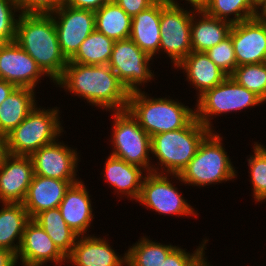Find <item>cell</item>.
<instances>
[{
    "mask_svg": "<svg viewBox=\"0 0 266 266\" xmlns=\"http://www.w3.org/2000/svg\"><path fill=\"white\" fill-rule=\"evenodd\" d=\"M169 98H153L142 89L130 92L127 110L150 136L186 127L195 118V109Z\"/></svg>",
    "mask_w": 266,
    "mask_h": 266,
    "instance_id": "277c9868",
    "label": "cell"
},
{
    "mask_svg": "<svg viewBox=\"0 0 266 266\" xmlns=\"http://www.w3.org/2000/svg\"><path fill=\"white\" fill-rule=\"evenodd\" d=\"M44 76L47 75L35 60L15 41L0 44V79L16 87L36 90Z\"/></svg>",
    "mask_w": 266,
    "mask_h": 266,
    "instance_id": "5bb4252c",
    "label": "cell"
},
{
    "mask_svg": "<svg viewBox=\"0 0 266 266\" xmlns=\"http://www.w3.org/2000/svg\"><path fill=\"white\" fill-rule=\"evenodd\" d=\"M15 88L16 86L14 84L9 83L3 79H0V105Z\"/></svg>",
    "mask_w": 266,
    "mask_h": 266,
    "instance_id": "60d3db41",
    "label": "cell"
},
{
    "mask_svg": "<svg viewBox=\"0 0 266 266\" xmlns=\"http://www.w3.org/2000/svg\"><path fill=\"white\" fill-rule=\"evenodd\" d=\"M256 6V0H208L202 10L211 17L234 24L255 18Z\"/></svg>",
    "mask_w": 266,
    "mask_h": 266,
    "instance_id": "4dcf8cb0",
    "label": "cell"
},
{
    "mask_svg": "<svg viewBox=\"0 0 266 266\" xmlns=\"http://www.w3.org/2000/svg\"><path fill=\"white\" fill-rule=\"evenodd\" d=\"M20 13L17 0H0V44L15 41Z\"/></svg>",
    "mask_w": 266,
    "mask_h": 266,
    "instance_id": "836d02e7",
    "label": "cell"
},
{
    "mask_svg": "<svg viewBox=\"0 0 266 266\" xmlns=\"http://www.w3.org/2000/svg\"><path fill=\"white\" fill-rule=\"evenodd\" d=\"M90 197L84 181L80 180L70 185L58 207L67 225L79 236L90 235L87 231L94 219Z\"/></svg>",
    "mask_w": 266,
    "mask_h": 266,
    "instance_id": "d6986e66",
    "label": "cell"
},
{
    "mask_svg": "<svg viewBox=\"0 0 266 266\" xmlns=\"http://www.w3.org/2000/svg\"><path fill=\"white\" fill-rule=\"evenodd\" d=\"M51 15L61 51L69 61L81 43L95 30V11L62 5Z\"/></svg>",
    "mask_w": 266,
    "mask_h": 266,
    "instance_id": "7c38bea8",
    "label": "cell"
},
{
    "mask_svg": "<svg viewBox=\"0 0 266 266\" xmlns=\"http://www.w3.org/2000/svg\"><path fill=\"white\" fill-rule=\"evenodd\" d=\"M175 68L186 73V80L196 89L197 98L228 76L205 52L191 51Z\"/></svg>",
    "mask_w": 266,
    "mask_h": 266,
    "instance_id": "7402d4cb",
    "label": "cell"
},
{
    "mask_svg": "<svg viewBox=\"0 0 266 266\" xmlns=\"http://www.w3.org/2000/svg\"><path fill=\"white\" fill-rule=\"evenodd\" d=\"M33 176L30 156L6 153L0 161V203H23Z\"/></svg>",
    "mask_w": 266,
    "mask_h": 266,
    "instance_id": "2e32d148",
    "label": "cell"
},
{
    "mask_svg": "<svg viewBox=\"0 0 266 266\" xmlns=\"http://www.w3.org/2000/svg\"><path fill=\"white\" fill-rule=\"evenodd\" d=\"M178 0H161L159 53H166L174 68L192 51L191 21L196 9H184Z\"/></svg>",
    "mask_w": 266,
    "mask_h": 266,
    "instance_id": "9c48e42d",
    "label": "cell"
},
{
    "mask_svg": "<svg viewBox=\"0 0 266 266\" xmlns=\"http://www.w3.org/2000/svg\"><path fill=\"white\" fill-rule=\"evenodd\" d=\"M232 25L229 21L207 15L203 10H196L191 21L192 51L206 52L214 47L229 36Z\"/></svg>",
    "mask_w": 266,
    "mask_h": 266,
    "instance_id": "cb8c5ba5",
    "label": "cell"
},
{
    "mask_svg": "<svg viewBox=\"0 0 266 266\" xmlns=\"http://www.w3.org/2000/svg\"><path fill=\"white\" fill-rule=\"evenodd\" d=\"M94 235L79 236L66 262L72 266H126V252L117 254L106 238Z\"/></svg>",
    "mask_w": 266,
    "mask_h": 266,
    "instance_id": "ac0fdd59",
    "label": "cell"
},
{
    "mask_svg": "<svg viewBox=\"0 0 266 266\" xmlns=\"http://www.w3.org/2000/svg\"><path fill=\"white\" fill-rule=\"evenodd\" d=\"M109 0H64L63 5L79 9L97 11Z\"/></svg>",
    "mask_w": 266,
    "mask_h": 266,
    "instance_id": "f35d334b",
    "label": "cell"
},
{
    "mask_svg": "<svg viewBox=\"0 0 266 266\" xmlns=\"http://www.w3.org/2000/svg\"><path fill=\"white\" fill-rule=\"evenodd\" d=\"M202 240L201 244L191 253L178 245L168 254L162 266H188L189 263L204 249L209 239Z\"/></svg>",
    "mask_w": 266,
    "mask_h": 266,
    "instance_id": "8d00e7d4",
    "label": "cell"
},
{
    "mask_svg": "<svg viewBox=\"0 0 266 266\" xmlns=\"http://www.w3.org/2000/svg\"><path fill=\"white\" fill-rule=\"evenodd\" d=\"M230 76L266 103V62L237 66Z\"/></svg>",
    "mask_w": 266,
    "mask_h": 266,
    "instance_id": "d6a6232c",
    "label": "cell"
},
{
    "mask_svg": "<svg viewBox=\"0 0 266 266\" xmlns=\"http://www.w3.org/2000/svg\"><path fill=\"white\" fill-rule=\"evenodd\" d=\"M205 53L228 76L237 67L234 46L230 35L214 47L208 49Z\"/></svg>",
    "mask_w": 266,
    "mask_h": 266,
    "instance_id": "e575fe53",
    "label": "cell"
},
{
    "mask_svg": "<svg viewBox=\"0 0 266 266\" xmlns=\"http://www.w3.org/2000/svg\"><path fill=\"white\" fill-rule=\"evenodd\" d=\"M196 101L195 118L211 131H215L211 121L213 117L241 112L265 103L231 76H227L220 84L205 91Z\"/></svg>",
    "mask_w": 266,
    "mask_h": 266,
    "instance_id": "52a82bcc",
    "label": "cell"
},
{
    "mask_svg": "<svg viewBox=\"0 0 266 266\" xmlns=\"http://www.w3.org/2000/svg\"><path fill=\"white\" fill-rule=\"evenodd\" d=\"M38 105L6 138V153L30 156L42 146L62 136L64 127L60 121V108H42Z\"/></svg>",
    "mask_w": 266,
    "mask_h": 266,
    "instance_id": "8992f818",
    "label": "cell"
},
{
    "mask_svg": "<svg viewBox=\"0 0 266 266\" xmlns=\"http://www.w3.org/2000/svg\"><path fill=\"white\" fill-rule=\"evenodd\" d=\"M169 174L147 173L144 176L140 197L137 202L164 216H198V211L187 202L173 185ZM172 182V183H171Z\"/></svg>",
    "mask_w": 266,
    "mask_h": 266,
    "instance_id": "8fae6325",
    "label": "cell"
},
{
    "mask_svg": "<svg viewBox=\"0 0 266 266\" xmlns=\"http://www.w3.org/2000/svg\"><path fill=\"white\" fill-rule=\"evenodd\" d=\"M20 261V262H19ZM19 262V263H18ZM17 264H21L22 266H44V265H41V264H35V263H29V262H24V261H21V260H18L16 259L12 266H16ZM20 266V265H19Z\"/></svg>",
    "mask_w": 266,
    "mask_h": 266,
    "instance_id": "bcb514c9",
    "label": "cell"
},
{
    "mask_svg": "<svg viewBox=\"0 0 266 266\" xmlns=\"http://www.w3.org/2000/svg\"><path fill=\"white\" fill-rule=\"evenodd\" d=\"M221 134L211 131L180 175H171L186 186L205 187L237 178V170L229 159Z\"/></svg>",
    "mask_w": 266,
    "mask_h": 266,
    "instance_id": "5b68a950",
    "label": "cell"
},
{
    "mask_svg": "<svg viewBox=\"0 0 266 266\" xmlns=\"http://www.w3.org/2000/svg\"><path fill=\"white\" fill-rule=\"evenodd\" d=\"M112 113L111 155L152 172L151 136L128 110Z\"/></svg>",
    "mask_w": 266,
    "mask_h": 266,
    "instance_id": "ba28073f",
    "label": "cell"
},
{
    "mask_svg": "<svg viewBox=\"0 0 266 266\" xmlns=\"http://www.w3.org/2000/svg\"><path fill=\"white\" fill-rule=\"evenodd\" d=\"M33 220L46 231L66 257L71 253L79 235L67 225L58 207L42 211Z\"/></svg>",
    "mask_w": 266,
    "mask_h": 266,
    "instance_id": "83f0119b",
    "label": "cell"
},
{
    "mask_svg": "<svg viewBox=\"0 0 266 266\" xmlns=\"http://www.w3.org/2000/svg\"><path fill=\"white\" fill-rule=\"evenodd\" d=\"M70 185L69 181L34 175L22 203L30 219L42 211L59 207Z\"/></svg>",
    "mask_w": 266,
    "mask_h": 266,
    "instance_id": "44dd1931",
    "label": "cell"
},
{
    "mask_svg": "<svg viewBox=\"0 0 266 266\" xmlns=\"http://www.w3.org/2000/svg\"><path fill=\"white\" fill-rule=\"evenodd\" d=\"M58 140L60 139L42 146L30 155L34 175L69 181L74 184L81 180L76 177L80 162L79 152L77 153L74 148Z\"/></svg>",
    "mask_w": 266,
    "mask_h": 266,
    "instance_id": "4fadbf2b",
    "label": "cell"
},
{
    "mask_svg": "<svg viewBox=\"0 0 266 266\" xmlns=\"http://www.w3.org/2000/svg\"><path fill=\"white\" fill-rule=\"evenodd\" d=\"M161 0L132 17L130 39L153 57L159 54Z\"/></svg>",
    "mask_w": 266,
    "mask_h": 266,
    "instance_id": "603a6c76",
    "label": "cell"
},
{
    "mask_svg": "<svg viewBox=\"0 0 266 266\" xmlns=\"http://www.w3.org/2000/svg\"><path fill=\"white\" fill-rule=\"evenodd\" d=\"M115 41L96 29L81 43L76 54L68 61L86 65L108 64Z\"/></svg>",
    "mask_w": 266,
    "mask_h": 266,
    "instance_id": "f546056e",
    "label": "cell"
},
{
    "mask_svg": "<svg viewBox=\"0 0 266 266\" xmlns=\"http://www.w3.org/2000/svg\"><path fill=\"white\" fill-rule=\"evenodd\" d=\"M253 155L247 158L254 201L266 202V146L254 142Z\"/></svg>",
    "mask_w": 266,
    "mask_h": 266,
    "instance_id": "1f68e13d",
    "label": "cell"
},
{
    "mask_svg": "<svg viewBox=\"0 0 266 266\" xmlns=\"http://www.w3.org/2000/svg\"><path fill=\"white\" fill-rule=\"evenodd\" d=\"M16 259L17 257L14 252L0 248V266H12Z\"/></svg>",
    "mask_w": 266,
    "mask_h": 266,
    "instance_id": "ab89813d",
    "label": "cell"
},
{
    "mask_svg": "<svg viewBox=\"0 0 266 266\" xmlns=\"http://www.w3.org/2000/svg\"><path fill=\"white\" fill-rule=\"evenodd\" d=\"M132 17L114 0H109L95 11V29L113 41L128 39L131 34Z\"/></svg>",
    "mask_w": 266,
    "mask_h": 266,
    "instance_id": "4316f807",
    "label": "cell"
},
{
    "mask_svg": "<svg viewBox=\"0 0 266 266\" xmlns=\"http://www.w3.org/2000/svg\"><path fill=\"white\" fill-rule=\"evenodd\" d=\"M229 35L237 66L266 62V22L252 18L234 23Z\"/></svg>",
    "mask_w": 266,
    "mask_h": 266,
    "instance_id": "9a60e30c",
    "label": "cell"
},
{
    "mask_svg": "<svg viewBox=\"0 0 266 266\" xmlns=\"http://www.w3.org/2000/svg\"><path fill=\"white\" fill-rule=\"evenodd\" d=\"M210 132L209 128L194 118L184 128L151 136V158L154 156V159L159 160L157 165H152V172L180 175Z\"/></svg>",
    "mask_w": 266,
    "mask_h": 266,
    "instance_id": "3957f363",
    "label": "cell"
},
{
    "mask_svg": "<svg viewBox=\"0 0 266 266\" xmlns=\"http://www.w3.org/2000/svg\"><path fill=\"white\" fill-rule=\"evenodd\" d=\"M153 59L128 38L114 42L108 66L130 93L141 90L140 86L155 79L154 71L149 66Z\"/></svg>",
    "mask_w": 266,
    "mask_h": 266,
    "instance_id": "30bf717a",
    "label": "cell"
},
{
    "mask_svg": "<svg viewBox=\"0 0 266 266\" xmlns=\"http://www.w3.org/2000/svg\"><path fill=\"white\" fill-rule=\"evenodd\" d=\"M104 164V173L102 172L101 175H104V180L107 184L109 183V187L111 186L121 199L125 196L129 198L128 200L137 202L146 171L111 154Z\"/></svg>",
    "mask_w": 266,
    "mask_h": 266,
    "instance_id": "ffe728a7",
    "label": "cell"
},
{
    "mask_svg": "<svg viewBox=\"0 0 266 266\" xmlns=\"http://www.w3.org/2000/svg\"><path fill=\"white\" fill-rule=\"evenodd\" d=\"M15 42L27 52L41 70L55 83L68 60L63 55L51 14L20 13Z\"/></svg>",
    "mask_w": 266,
    "mask_h": 266,
    "instance_id": "7a4b0ae2",
    "label": "cell"
},
{
    "mask_svg": "<svg viewBox=\"0 0 266 266\" xmlns=\"http://www.w3.org/2000/svg\"><path fill=\"white\" fill-rule=\"evenodd\" d=\"M176 247L150 240L146 235L126 250V266H162L165 258Z\"/></svg>",
    "mask_w": 266,
    "mask_h": 266,
    "instance_id": "f1b7e54d",
    "label": "cell"
},
{
    "mask_svg": "<svg viewBox=\"0 0 266 266\" xmlns=\"http://www.w3.org/2000/svg\"><path fill=\"white\" fill-rule=\"evenodd\" d=\"M187 1L188 4H190L189 8L192 7L193 9H196V10H202L208 0H185Z\"/></svg>",
    "mask_w": 266,
    "mask_h": 266,
    "instance_id": "ee69618b",
    "label": "cell"
},
{
    "mask_svg": "<svg viewBox=\"0 0 266 266\" xmlns=\"http://www.w3.org/2000/svg\"><path fill=\"white\" fill-rule=\"evenodd\" d=\"M56 87L85 99L91 106L114 112L127 110L129 91L114 71L104 65L68 62Z\"/></svg>",
    "mask_w": 266,
    "mask_h": 266,
    "instance_id": "6da1fadb",
    "label": "cell"
},
{
    "mask_svg": "<svg viewBox=\"0 0 266 266\" xmlns=\"http://www.w3.org/2000/svg\"><path fill=\"white\" fill-rule=\"evenodd\" d=\"M255 18L266 22V0H257Z\"/></svg>",
    "mask_w": 266,
    "mask_h": 266,
    "instance_id": "7bdbcfd3",
    "label": "cell"
},
{
    "mask_svg": "<svg viewBox=\"0 0 266 266\" xmlns=\"http://www.w3.org/2000/svg\"><path fill=\"white\" fill-rule=\"evenodd\" d=\"M1 204L0 248L10 250L17 254L25 226L30 220V217L22 203Z\"/></svg>",
    "mask_w": 266,
    "mask_h": 266,
    "instance_id": "484cf974",
    "label": "cell"
},
{
    "mask_svg": "<svg viewBox=\"0 0 266 266\" xmlns=\"http://www.w3.org/2000/svg\"><path fill=\"white\" fill-rule=\"evenodd\" d=\"M6 154V138L0 132V161L3 159V156Z\"/></svg>",
    "mask_w": 266,
    "mask_h": 266,
    "instance_id": "f6af8a7d",
    "label": "cell"
},
{
    "mask_svg": "<svg viewBox=\"0 0 266 266\" xmlns=\"http://www.w3.org/2000/svg\"><path fill=\"white\" fill-rule=\"evenodd\" d=\"M63 3L64 0H17L18 8L24 14H51Z\"/></svg>",
    "mask_w": 266,
    "mask_h": 266,
    "instance_id": "d590c367",
    "label": "cell"
},
{
    "mask_svg": "<svg viewBox=\"0 0 266 266\" xmlns=\"http://www.w3.org/2000/svg\"><path fill=\"white\" fill-rule=\"evenodd\" d=\"M129 16L133 17L136 14L148 9L157 0H114Z\"/></svg>",
    "mask_w": 266,
    "mask_h": 266,
    "instance_id": "74e56055",
    "label": "cell"
},
{
    "mask_svg": "<svg viewBox=\"0 0 266 266\" xmlns=\"http://www.w3.org/2000/svg\"><path fill=\"white\" fill-rule=\"evenodd\" d=\"M205 250L204 248L190 263L188 266H211L210 262L205 258Z\"/></svg>",
    "mask_w": 266,
    "mask_h": 266,
    "instance_id": "b9f144b4",
    "label": "cell"
},
{
    "mask_svg": "<svg viewBox=\"0 0 266 266\" xmlns=\"http://www.w3.org/2000/svg\"><path fill=\"white\" fill-rule=\"evenodd\" d=\"M35 93V94H34ZM36 91L16 87L0 105V132L6 136L36 107ZM36 101V102H35Z\"/></svg>",
    "mask_w": 266,
    "mask_h": 266,
    "instance_id": "d4e9b609",
    "label": "cell"
},
{
    "mask_svg": "<svg viewBox=\"0 0 266 266\" xmlns=\"http://www.w3.org/2000/svg\"><path fill=\"white\" fill-rule=\"evenodd\" d=\"M18 260L47 265H65L67 257L58 249L46 231L33 219H30L24 229L22 241L16 254Z\"/></svg>",
    "mask_w": 266,
    "mask_h": 266,
    "instance_id": "e0dca14e",
    "label": "cell"
}]
</instances>
